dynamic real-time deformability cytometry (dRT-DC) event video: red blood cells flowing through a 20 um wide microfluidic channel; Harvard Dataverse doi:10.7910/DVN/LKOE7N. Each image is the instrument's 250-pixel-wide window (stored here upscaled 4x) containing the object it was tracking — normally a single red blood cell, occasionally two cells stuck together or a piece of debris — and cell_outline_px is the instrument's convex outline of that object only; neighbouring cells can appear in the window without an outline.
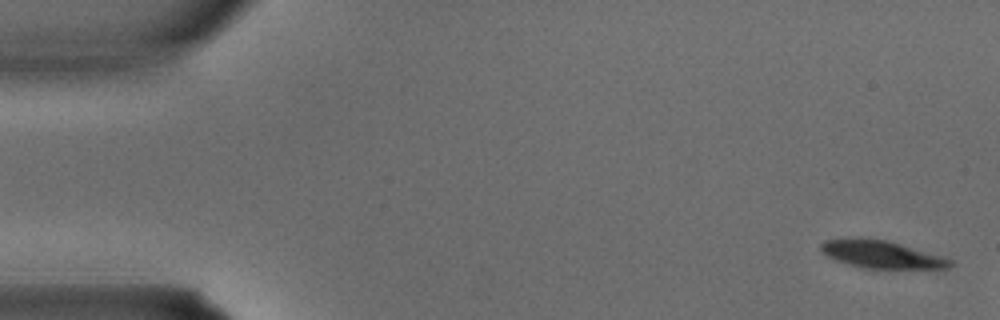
{"species": "common noctule bat (a hibernating species)", "species_latin": "Nyctalus noctula", "temperature_condition": "warm", "stored_images_in_passage": 3, "camera_frame_rate_fps": 3000, "um_per_image_px": 0.085, "animal": {"sex": "male", "body_mass_g": 15.6}, "frame": {"image": 1, "passage_image": 1, "time_ms": 0.0, "image_size_px": [1000, 320], "cell_outline_px": [[956, 264], [948, 268], [864, 268], [848, 264], [836, 260], [828, 256], [820, 248], [820, 244], [824, 240], [856, 236], [888, 240], [944, 256], [952, 260]], "centroid_in_image_um": [74.94, 21.59], "position_along_channel_um": 10.1, "area_um2": 21.1}}